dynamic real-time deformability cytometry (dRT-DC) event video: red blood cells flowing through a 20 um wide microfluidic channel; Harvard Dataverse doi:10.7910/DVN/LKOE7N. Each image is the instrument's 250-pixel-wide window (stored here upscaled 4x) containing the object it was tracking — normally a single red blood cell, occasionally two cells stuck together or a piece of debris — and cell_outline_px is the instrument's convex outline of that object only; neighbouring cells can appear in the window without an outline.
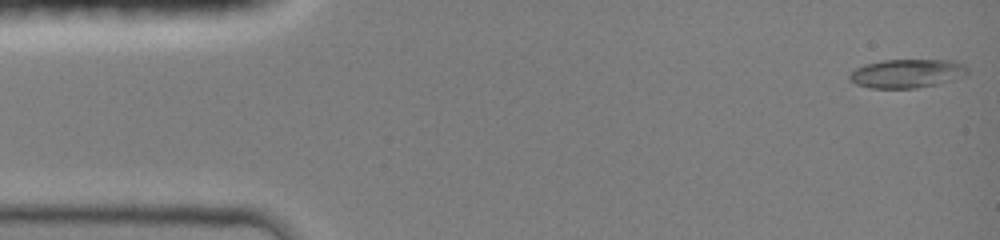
{"species": "common noctule bat (a hibernating species)", "species_latin": "Nyctalus noctula", "temperature_condition": "room temperature", "stored_images_in_passage": 20, "camera_frame_rate_fps": 3000, "um_per_image_px": 0.085, "animal": {"sex": "female", "body_mass_g": 19.0, "forearm_length_mm": 51.5}, "frame": {"image": 1, "passage_image": 1, "time_ms": 0.0, "image_size_px": [1000, 240], "cell_outline_px": [[968, 72], [960, 76], [936, 84], [916, 88], [872, 88], [856, 84], [848, 80], [848, 76], [856, 68], [864, 64], [884, 60], [944, 60], [964, 64], [968, 68]], "centroid_in_image_um": [77.02, 6.24], "position_along_channel_um": 8.0, "area_um2": 19.42}}
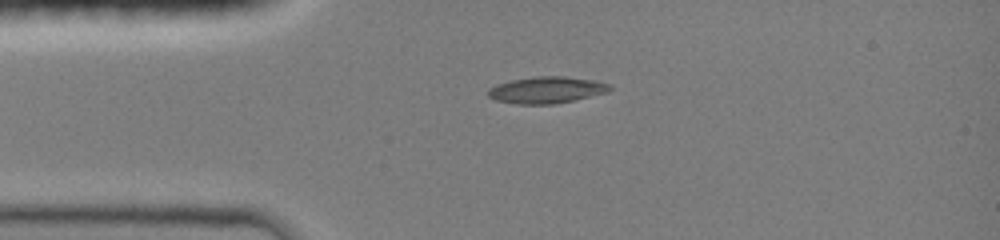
{"frame": {"image": 2, "passage_image": 15, "time_ms": 3.0, "image_size_px": [1000, 240], "cell_outline_px": [[612, 88], [608, 92], [572, 100], [552, 104], [516, 104], [496, 100], [488, 96], [488, 88], [496, 84], [512, 80], [532, 76], [564, 76], [592, 80], [608, 84]], "centroid_in_image_um": [46.41, 7.64], "position_along_channel_um": 38.6, "area_um2": 18.73}}